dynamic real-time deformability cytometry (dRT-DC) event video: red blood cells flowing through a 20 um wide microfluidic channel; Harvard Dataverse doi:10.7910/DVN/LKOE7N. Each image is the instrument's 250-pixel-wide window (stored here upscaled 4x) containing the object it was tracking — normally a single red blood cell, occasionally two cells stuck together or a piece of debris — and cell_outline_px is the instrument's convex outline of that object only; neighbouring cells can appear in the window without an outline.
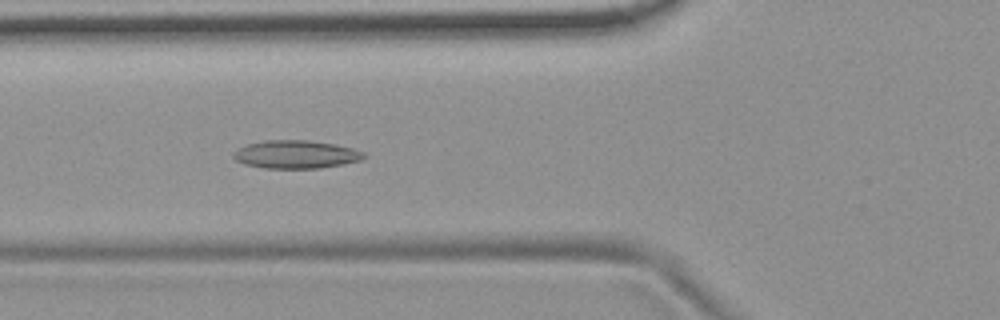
{"species": "common noctule bat (a hibernating species)", "species_latin": "Nyctalus noctula", "temperature_condition": "room temperature", "stored_images_in_passage": 10, "camera_frame_rate_fps": 3000, "um_per_image_px": 0.085, "animal": {"sex": "female", "body_mass_g": 19.9}, "frame": {"image": 1, "passage_image": 7, "time_ms": 2.0, "image_size_px": [1000, 320], "cell_outline_px": [[368, 156], [360, 160], [344, 164], [320, 168], [264, 168], [244, 164], [236, 160], [232, 156], [232, 152], [248, 144], [264, 140], [308, 140], [336, 144], [352, 148], [364, 152]], "centroid_in_image_um": [25.17, 13.12], "position_along_channel_um": 100.6, "area_um2": 21.44}}